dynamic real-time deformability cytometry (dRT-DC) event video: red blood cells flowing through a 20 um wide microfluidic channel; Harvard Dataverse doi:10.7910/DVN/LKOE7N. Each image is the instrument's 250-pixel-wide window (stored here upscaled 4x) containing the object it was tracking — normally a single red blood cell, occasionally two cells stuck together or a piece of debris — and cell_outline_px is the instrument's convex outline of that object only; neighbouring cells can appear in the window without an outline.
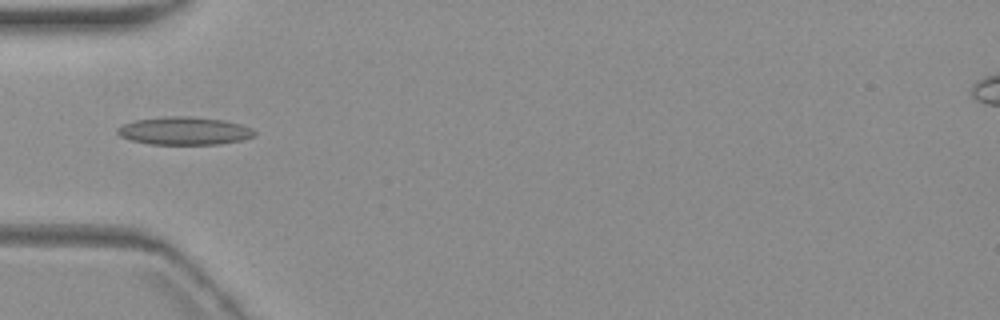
{"species": "common noctule bat (a hibernating species)", "species_latin": "Nyctalus noctula", "temperature_condition": "warm", "stored_images_in_passage": 1, "camera_frame_rate_fps": 3000, "um_per_image_px": 0.085, "animal": {"sex": "female", "body_mass_g": 19.3, "forearm_length_mm": 54.1}, "frame": {"image": 1, "passage_image": 1, "time_ms": 0.0, "image_size_px": [1000, 320], "cell_outline_px": [[256, 136], [244, 140], [220, 144], [148, 144], [132, 140], [120, 136], [116, 132], [116, 128], [124, 124], [136, 120], [164, 116], [188, 116], [224, 120], [240, 124], [252, 128], [256, 132]], "centroid_in_image_um": [15.7, 11.12], "position_along_channel_um": 69.3, "area_um2": 22.43}}